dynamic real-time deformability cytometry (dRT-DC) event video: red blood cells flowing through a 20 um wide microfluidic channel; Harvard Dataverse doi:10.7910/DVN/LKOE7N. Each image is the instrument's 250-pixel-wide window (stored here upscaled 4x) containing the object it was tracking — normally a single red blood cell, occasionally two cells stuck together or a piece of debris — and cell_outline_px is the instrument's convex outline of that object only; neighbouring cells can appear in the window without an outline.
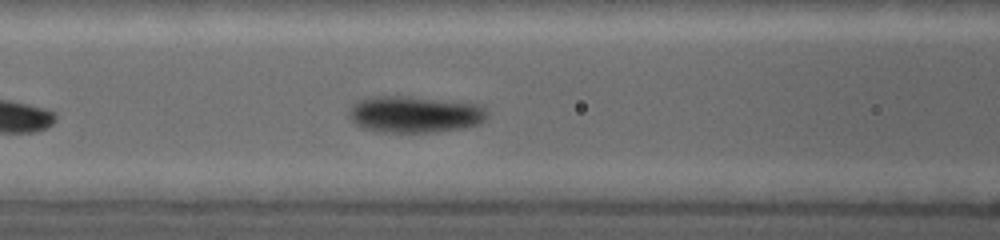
{"species": "common noctule bat (a hibernating species)", "species_latin": "Nyctalus noctula", "temperature_condition": "warm", "stored_images_in_passage": 22, "camera_frame_rate_fps": 5000, "um_per_image_px": 0.085, "animal": {"sex": "female", "body_mass_g": 19.0, "forearm_length_mm": 53.3}, "frame": {"image": 1, "passage_image": 7, "time_ms": 2.2, "image_size_px": [1000, 240], "cell_outline_px": [[488, 116], [480, 124], [464, 128], [432, 132], [384, 132], [364, 128], [356, 124], [348, 116], [348, 108], [352, 104], [368, 96], [404, 96], [448, 100], [484, 104]], "centroid_in_image_um": [35.28, 9.7], "position_along_channel_um": 131.3, "area_um2": 29.88}}